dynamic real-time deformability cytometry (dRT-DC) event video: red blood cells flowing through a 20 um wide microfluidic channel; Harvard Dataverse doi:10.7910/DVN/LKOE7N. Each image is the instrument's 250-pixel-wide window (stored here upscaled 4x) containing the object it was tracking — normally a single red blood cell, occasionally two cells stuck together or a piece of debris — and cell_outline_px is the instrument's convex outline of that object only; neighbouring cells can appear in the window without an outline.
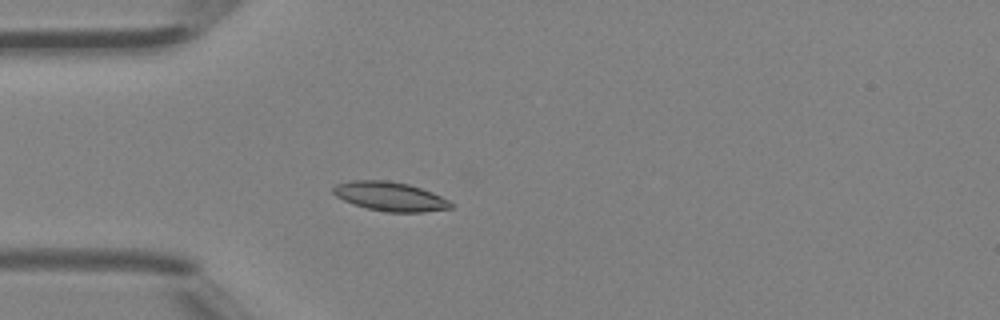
{"species": "Egyptian fruit bat (a non-hibernating species)", "species_latin": "Rousettus aegyptiacus", "temperature_condition": "room temperature", "stored_images_in_passage": 3, "camera_frame_rate_fps": 3000, "um_per_image_px": 0.085, "animal": {"sex": "female"}, "frame": {"image": 1, "passage_image": 3, "time_ms": 0.667, "image_size_px": [1000, 320], "cell_outline_px": [[452, 208], [424, 212], [388, 212], [368, 208], [344, 200], [336, 196], [332, 192], [332, 188], [336, 184], [352, 180], [388, 180], [408, 184], [432, 192], [448, 200], [452, 204]], "centroid_in_image_um": [33.15, 16.69], "position_along_channel_um": 51.9, "area_um2": 19.77}}